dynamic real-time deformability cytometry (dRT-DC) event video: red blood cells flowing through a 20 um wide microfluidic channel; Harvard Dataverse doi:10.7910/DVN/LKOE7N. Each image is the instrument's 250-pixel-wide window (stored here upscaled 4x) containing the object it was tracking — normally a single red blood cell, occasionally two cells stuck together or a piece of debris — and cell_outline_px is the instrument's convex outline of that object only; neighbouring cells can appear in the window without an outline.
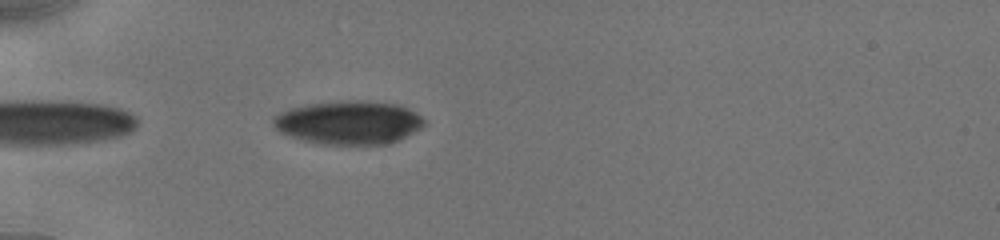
{"species": "human", "species_latin": "Homo sapiens", "temperature_condition": "cold", "stored_images_in_passage": 31, "camera_frame_rate_fps": 3000, "um_per_image_px": 0.085, "donor": {"sex": "male"}, "frame": {"image": 1, "passage_image": 1, "time_ms": 0.0, "image_size_px": [1000, 240], "cell_outline_px": [[424, 124], [420, 128], [388, 144], [324, 144], [304, 140], [280, 132], [272, 124], [272, 116], [288, 108], [308, 104], [348, 100], [364, 100], [396, 104], [408, 108], [416, 112], [424, 120]], "centroid_in_image_um": [29.61, 10.4], "position_along_channel_um": 55.4, "area_um2": 38.03}}
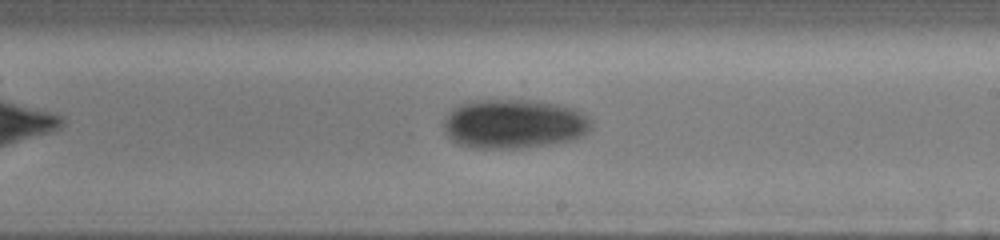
{"frame": {"image": 2, "passage_image": 17, "time_ms": 5.333, "image_size_px": [1000, 240], "cell_outline_px": [[592, 128], [580, 136], [572, 140], [548, 144], [520, 148], [472, 148], [456, 144], [444, 132], [444, 120], [448, 112], [452, 108], [460, 104], [472, 100], [540, 100], [572, 108], [584, 116], [592, 124]], "centroid_in_image_um": [43.61, 10.53], "position_along_channel_um": 245.4, "area_um2": 42.43}}
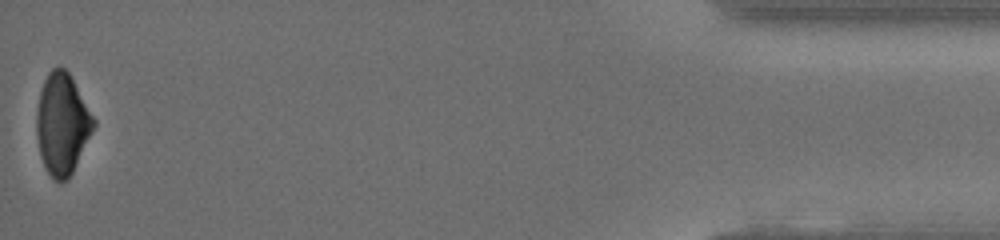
{"frame": {"image": 3, "passage_image": 31, "time_ms": 12.0, "image_size_px": [1000, 240], "cell_outline_px": [[96, 124], [68, 180], [60, 184], [44, 168], [40, 156], [36, 136], [36, 112], [40, 92], [44, 80], [48, 72], [52, 68], [64, 68], [68, 72], [96, 120]], "centroid_in_image_um": [5.27, 10.56], "position_along_channel_um": 429.9, "area_um2": 33.52}, "authors_computed_cell_mechanics": {"area_um2": 41.2692, "velocity_mm_per_s": 3.9387, "shape_relaxation_time_tau1_ms": 1.7907, "shape_relaxation_time_tau2_ms": null, "deformation_change_tau1": 0.092, "deformation_change_tau2": null}}